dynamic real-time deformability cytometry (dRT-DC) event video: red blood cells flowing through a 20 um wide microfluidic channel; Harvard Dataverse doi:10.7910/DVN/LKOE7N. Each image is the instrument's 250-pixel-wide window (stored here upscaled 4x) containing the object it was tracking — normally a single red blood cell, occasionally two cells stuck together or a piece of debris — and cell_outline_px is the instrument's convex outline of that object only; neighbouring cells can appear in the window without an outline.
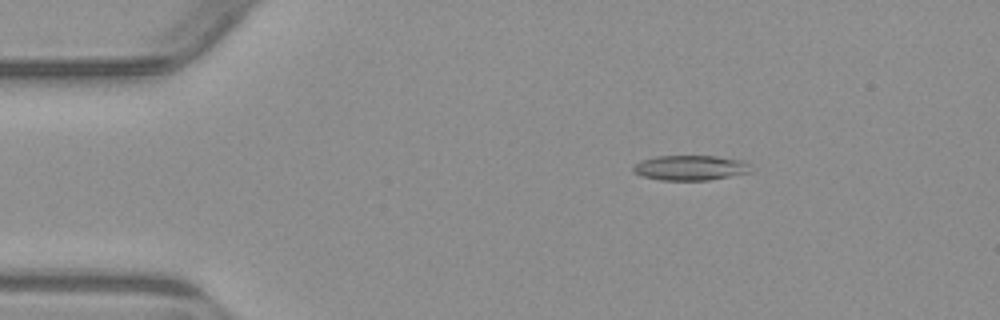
{"species": "common noctule bat (a hibernating species)", "species_latin": "Nyctalus noctula", "temperature_condition": "warm", "stored_images_in_passage": 6, "segment_of_instrument_passage": [1, 2], "camera_frame_rate_fps": 3000, "um_per_image_px": 0.085, "animal": {"sex": "male", "body_mass_g": 23.1, "forearm_length_mm": 52.7}, "frame": {"image": 1, "passage_image": 3, "time_ms": 2.333, "image_size_px": [1000, 320], "cell_outline_px": [[752, 172], [708, 180], [660, 180], [644, 176], [632, 172], [632, 168], [640, 160], [656, 156], [716, 156], [744, 160], [748, 164]], "centroid_in_image_um": [58.68, 14.25], "position_along_channel_um": 26.3, "area_um2": 17.17}}